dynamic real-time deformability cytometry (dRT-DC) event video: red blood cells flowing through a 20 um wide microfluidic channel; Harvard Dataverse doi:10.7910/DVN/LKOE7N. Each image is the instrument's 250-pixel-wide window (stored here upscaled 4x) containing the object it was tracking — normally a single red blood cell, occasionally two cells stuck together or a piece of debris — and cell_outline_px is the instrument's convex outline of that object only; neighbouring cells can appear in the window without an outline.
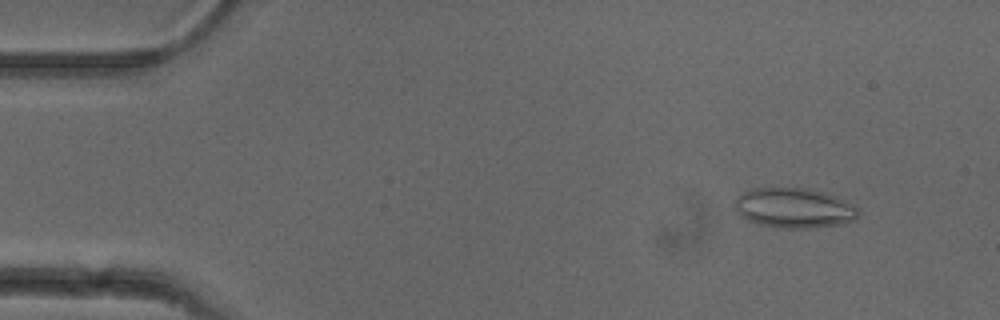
{"species": "common noctule bat (a hibernating species)", "species_latin": "Nyctalus noctula", "temperature_condition": "cold", "stored_images_in_passage": 51, "camera_frame_rate_fps": 3000, "um_per_image_px": 0.085, "animal": {"sex": "female"}, "frame": {"image": 1, "passage_image": 4, "time_ms": 1.0, "image_size_px": [1000, 320], "cell_outline_px": [[860, 212], [856, 220], [844, 224], [804, 228], [776, 228], [760, 224], [748, 220], [736, 208], [736, 196], [740, 192], [752, 188], [804, 188], [824, 192], [836, 196], [860, 208]], "centroid_in_image_um": [67.55, 17.67], "position_along_channel_um": 17.5, "area_um2": 28.84}}
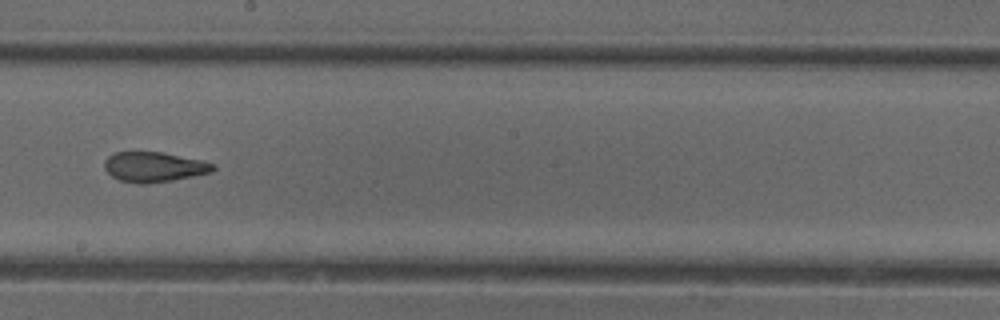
{"frame": {"image": 2, "passage_image": 28, "time_ms": 9.0, "image_size_px": [1000, 320], "cell_outline_px": [[216, 168], [212, 172], [172, 180], [148, 184], [140, 184], [120, 180], [112, 176], [104, 168], [104, 160], [108, 156], [116, 152], [160, 152], [200, 160], [216, 164]], "centroid_in_image_um": [13.08, 14.19], "position_along_channel_um": 235.1, "area_um2": 18.9}}
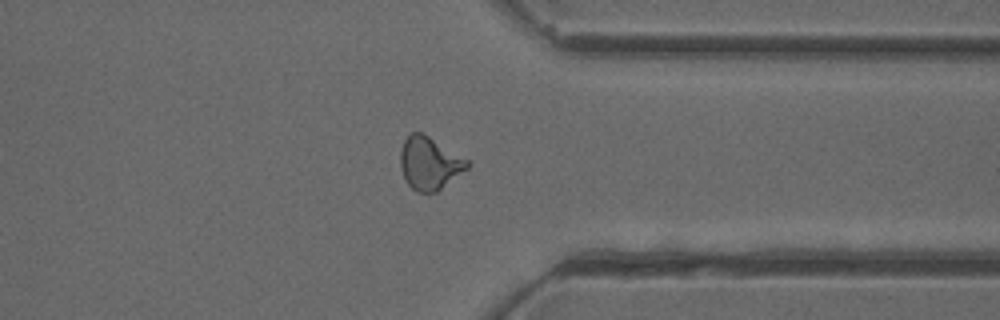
{"frame": {"image": 3, "passage_image": 39, "time_ms": 12.667, "image_size_px": [1000, 320], "cell_outline_px": [[468, 168], [436, 192], [416, 192], [408, 184], [400, 168], [400, 148], [404, 140], [412, 132], [424, 132], [468, 160]], "centroid_in_image_um": [36.48, 13.85], "position_along_channel_um": 374.9, "area_um2": 20.52}, "authors_computed_cell_mechanics": {"area_um2": 20.519, "velocity_mm_per_s": 3.9355, "shape_relaxation_time_tau1_ms": null, "shape_relaxation_time_tau2_ms": 2.0525, "deformation_change_tau1": null, "deformation_change_tau2": 0.1006}}